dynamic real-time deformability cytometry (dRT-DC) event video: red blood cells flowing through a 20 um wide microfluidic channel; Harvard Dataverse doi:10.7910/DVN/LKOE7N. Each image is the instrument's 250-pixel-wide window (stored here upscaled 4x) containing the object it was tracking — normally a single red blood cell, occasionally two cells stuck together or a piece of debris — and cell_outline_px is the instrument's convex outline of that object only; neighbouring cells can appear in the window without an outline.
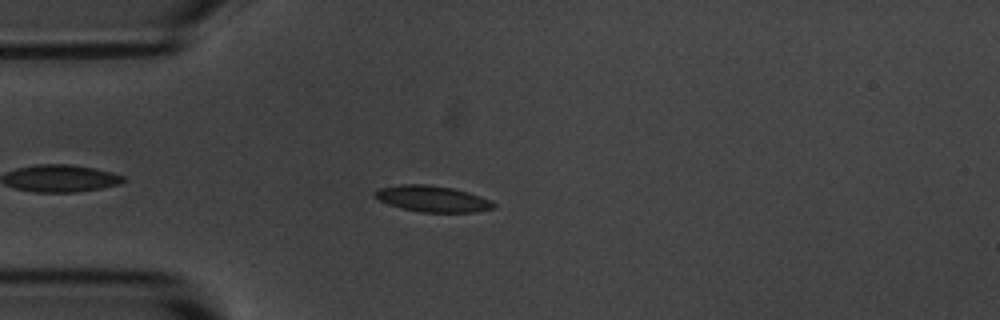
{"species": "common noctule bat (a hibernating species)", "species_latin": "Nyctalus noctula", "temperature_condition": "room temperature", "stored_images_in_passage": 5, "camera_frame_rate_fps": 3000, "um_per_image_px": 0.085, "animal": {"sex": "male", "body_mass_g": 20.1, "forearm_length_mm": 53.5}, "frame": {"image": 1, "passage_image": 5, "time_ms": 4.667, "image_size_px": [1000, 320], "cell_outline_px": [[496, 208], [476, 212], [420, 212], [388, 204], [372, 196], [372, 192], [376, 188], [400, 184], [428, 184], [452, 188], [468, 192], [492, 200], [496, 204]], "centroid_in_image_um": [36.75, 16.89], "position_along_channel_um": 48.3, "area_um2": 18.32}}